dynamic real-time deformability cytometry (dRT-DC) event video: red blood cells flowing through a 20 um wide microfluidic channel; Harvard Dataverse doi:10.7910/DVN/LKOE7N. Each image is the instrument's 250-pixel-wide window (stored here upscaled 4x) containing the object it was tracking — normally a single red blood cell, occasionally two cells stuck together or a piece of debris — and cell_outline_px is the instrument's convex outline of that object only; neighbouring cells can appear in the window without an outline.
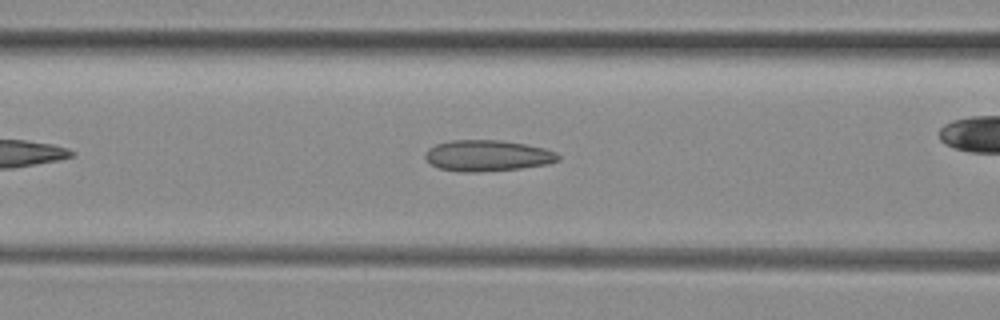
{"species": "common noctule bat (a hibernating species)", "species_latin": "Nyctalus noctula", "temperature_condition": "room temperature", "stored_images_in_passage": 30, "camera_frame_rate_fps": 3000, "um_per_image_px": 0.085, "animal": {"sex": "female", "body_mass_g": 29.2, "forearm_length_mm": 56.3}, "frame": {"image": 1, "passage_image": 9, "time_ms": 2.667, "image_size_px": [1000, 320], "cell_outline_px": [[560, 160], [548, 164], [520, 168], [476, 172], [460, 172], [436, 168], [424, 156], [424, 152], [428, 148], [436, 144], [452, 140], [500, 140], [524, 144], [544, 148], [556, 152], [560, 156]], "centroid_in_image_um": [41.41, 13.23], "position_along_channel_um": 125.2, "area_um2": 24.16}}
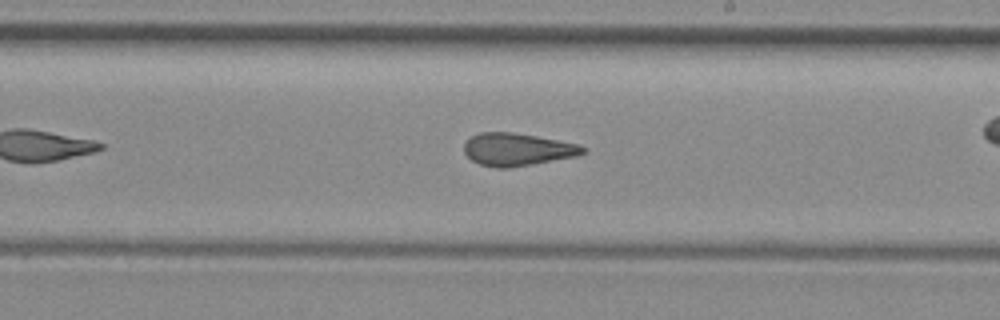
{"frame": {"image": 2, "passage_image": 18, "time_ms": 5.667, "image_size_px": [1000, 320], "cell_outline_px": [[588, 148], [580, 156], [508, 168], [496, 168], [480, 164], [472, 160], [464, 152], [464, 144], [472, 136], [480, 132], [512, 132], [536, 136], [576, 144]], "centroid_in_image_um": [43.98, 12.71], "position_along_channel_um": 245.0, "area_um2": 22.48}}
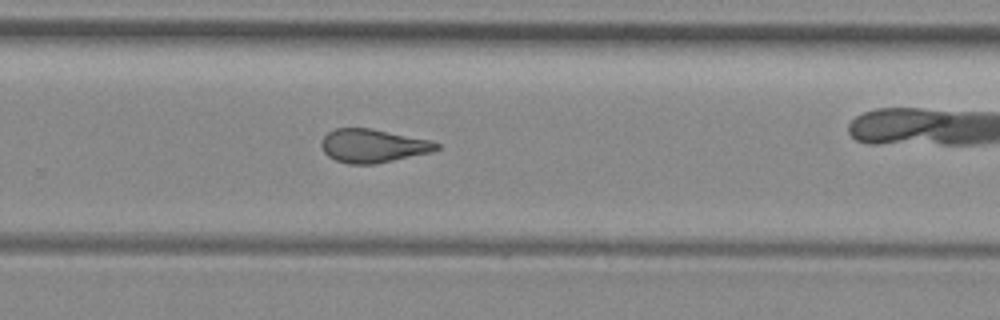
{"frame": {"image": 3, "passage_image": 22, "time_ms": 7.0, "image_size_px": [1000, 320], "cell_outline_px": [[440, 148], [432, 152], [376, 164], [348, 164], [336, 160], [328, 156], [324, 152], [320, 144], [320, 140], [328, 132], [336, 128], [368, 128], [428, 140], [440, 144]], "centroid_in_image_um": [31.66, 12.41], "position_along_channel_um": 298.1, "area_um2": 22.31}}